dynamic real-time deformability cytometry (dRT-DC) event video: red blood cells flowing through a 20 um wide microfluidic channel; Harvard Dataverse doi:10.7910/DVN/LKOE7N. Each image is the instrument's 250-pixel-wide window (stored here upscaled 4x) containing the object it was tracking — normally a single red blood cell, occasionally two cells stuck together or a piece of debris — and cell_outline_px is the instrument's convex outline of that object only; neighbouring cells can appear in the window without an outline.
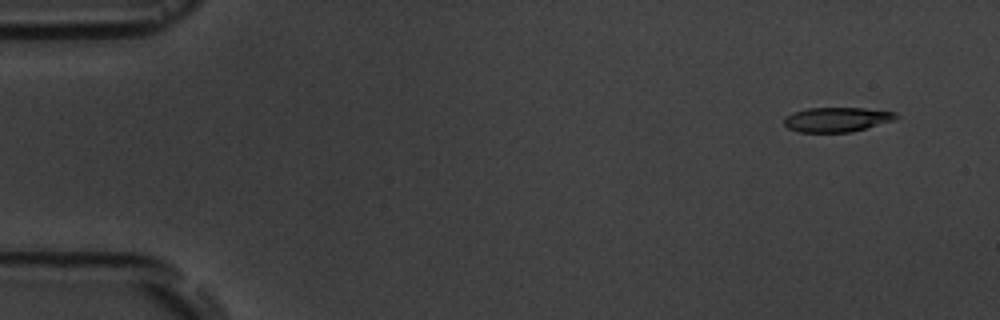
{"species": "common noctule bat (a hibernating species)", "species_latin": "Nyctalus noctula", "temperature_condition": "room temperature", "stored_images_in_passage": 5, "camera_frame_rate_fps": 3000, "um_per_image_px": 0.085, "animal": {"sex": "male", "body_mass_g": 19.5, "forearm_length_mm": 54.6}, "frame": {"image": 1, "passage_image": 1, "time_ms": 0.0, "image_size_px": [1000, 320], "cell_outline_px": [[896, 116], [892, 120], [864, 128], [848, 132], [800, 132], [788, 128], [784, 124], [784, 116], [792, 112], [808, 108], [864, 108], [896, 112]], "centroid_in_image_um": [71.04, 10.15], "position_along_channel_um": 14.0, "area_um2": 15.78}}
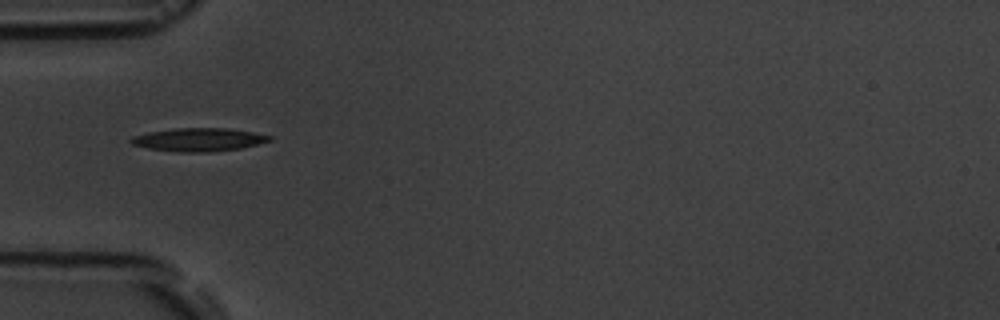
{"frame": {"image": 2, "passage_image": 5, "time_ms": 4.667, "image_size_px": [1000, 320], "cell_outline_px": [[272, 140], [240, 148], [208, 152], [180, 152], [148, 148], [132, 144], [128, 140], [132, 136], [148, 132], [176, 128], [228, 128], [252, 132], [272, 136]], "centroid_in_image_um": [16.86, 11.86], "position_along_channel_um": 68.1, "area_um2": 18.61}}